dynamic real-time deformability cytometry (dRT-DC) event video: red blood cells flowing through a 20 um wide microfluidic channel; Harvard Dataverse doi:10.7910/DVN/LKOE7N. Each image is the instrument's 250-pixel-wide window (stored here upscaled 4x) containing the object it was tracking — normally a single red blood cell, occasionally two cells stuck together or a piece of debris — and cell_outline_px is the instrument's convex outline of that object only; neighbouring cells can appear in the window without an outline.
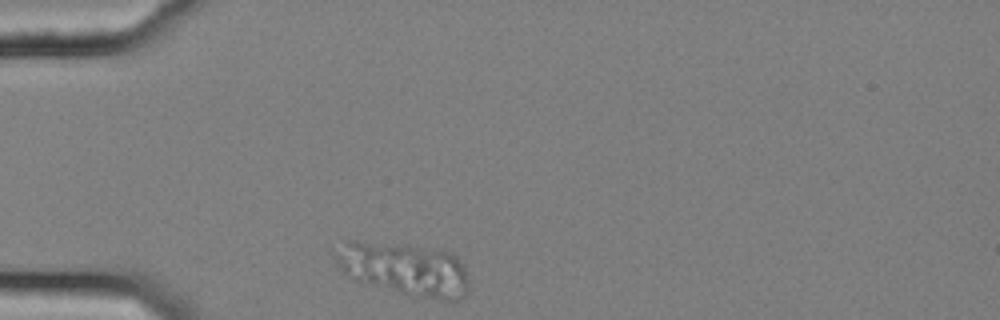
{"species": "common noctule bat (a hibernating species)", "species_latin": "Nyctalus noctula", "temperature_condition": "cold", "stored_images_in_passage": 34, "camera_frame_rate_fps": 3000, "um_per_image_px": 0.085, "animal": {"sex": "female", "body_mass_g": 25.1}, "frame": {"image": 1, "passage_image": 1, "time_ms": 0.0, "image_size_px": [1000, 320], "cell_outline_px": [[468, 292], [464, 296], [456, 300], [420, 300], [352, 280], [340, 268], [336, 260], [336, 244], [344, 236], [448, 248], [456, 256], [464, 268], [468, 276]], "centroid_in_image_um": [34.31, 22.8], "position_along_channel_um": 50.7, "area_um2": 44.33}}
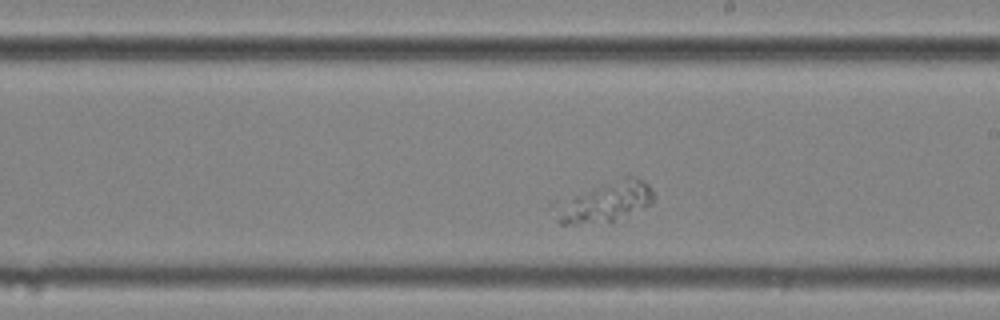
{"frame": {"image": 2, "passage_image": 19, "time_ms": 6.0, "image_size_px": [1000, 320], "cell_outline_px": [[652, 204], [612, 224], [560, 224], [556, 220], [548, 208], [552, 200], [624, 176], [632, 176], [644, 180], [648, 184], [652, 192]], "centroid_in_image_um": [51.26, 17.2], "position_along_channel_um": 237.7, "area_um2": 24.8}}
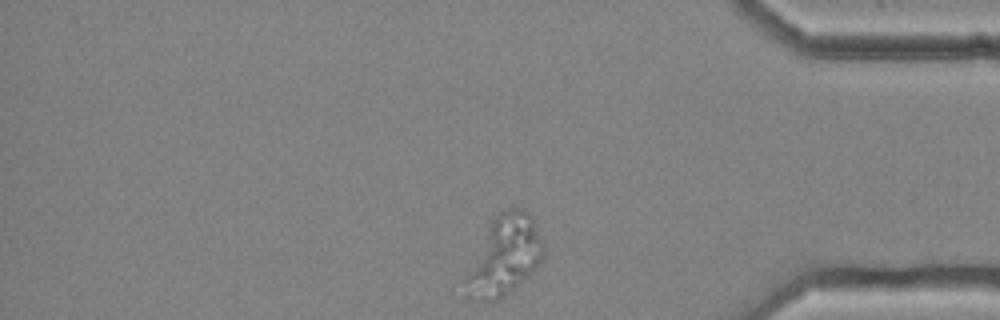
{"frame": {"image": 3, "passage_image": 34, "time_ms": 11.0, "image_size_px": [1000, 320], "cell_outline_px": [[544, 256], [540, 264], [504, 296], [496, 300], [480, 300], [464, 280], [464, 276], [492, 220], [500, 212], [508, 208], [524, 208], [532, 216], [544, 244]], "centroid_in_image_um": [42.95, 21.65], "position_along_channel_um": 392.2, "area_um2": 34.74}}